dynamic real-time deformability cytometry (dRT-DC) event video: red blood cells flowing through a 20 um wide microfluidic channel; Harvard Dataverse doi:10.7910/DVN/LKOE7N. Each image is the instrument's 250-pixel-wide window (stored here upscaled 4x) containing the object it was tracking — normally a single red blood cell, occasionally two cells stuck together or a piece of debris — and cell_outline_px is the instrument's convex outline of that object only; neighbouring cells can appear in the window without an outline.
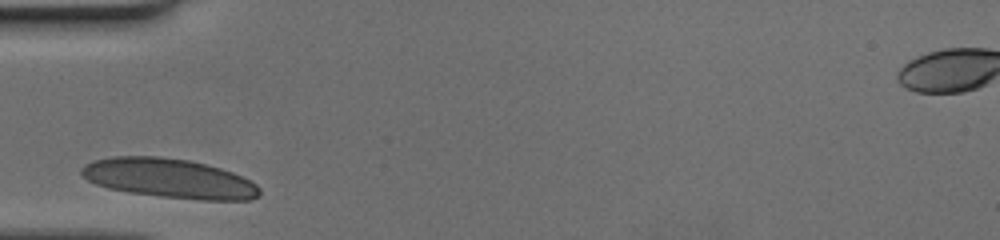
{"species": "human", "species_latin": "Homo sapiens", "temperature_condition": "cold", "stored_images_in_passage": 25, "camera_frame_rate_fps": 3000, "um_per_image_px": 0.085, "donor": {"sex": "female"}, "frame": {"image": 1, "passage_image": 1, "time_ms": 0.0, "image_size_px": [1000, 240], "cell_outline_px": [[260, 196], [252, 200], [200, 200], [160, 196], [132, 192], [108, 188], [96, 184], [80, 176], [80, 168], [84, 164], [92, 160], [112, 156], [160, 156], [188, 160], [220, 168], [232, 172], [256, 184], [260, 188]], "centroid_in_image_um": [14.35, 15.15], "position_along_channel_um": 70.6, "area_um2": 40.98}}
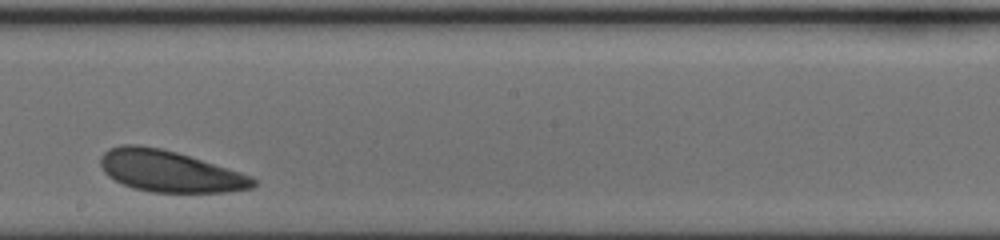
{"frame": {"image": 2, "passage_image": 14, "time_ms": 4.333, "image_size_px": [1000, 240], "cell_outline_px": [[256, 184], [252, 188], [224, 192], [152, 192], [132, 188], [108, 176], [104, 172], [100, 164], [100, 156], [108, 148], [124, 144], [136, 144], [160, 148], [176, 152], [240, 172], [252, 176], [256, 180]], "centroid_in_image_um": [14.39, 14.55], "position_along_channel_um": 233.8, "area_um2": 36.65}}
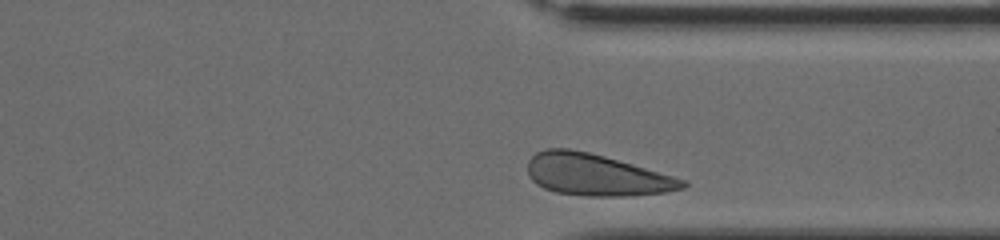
{"frame": {"image": 3, "passage_image": 24, "time_ms": 7.667, "image_size_px": [1000, 240], "cell_outline_px": [[688, 184], [684, 188], [664, 192], [628, 196], [584, 196], [556, 192], [544, 188], [536, 184], [528, 176], [528, 160], [536, 152], [544, 148], [568, 148], [588, 152], [604, 156], [688, 180]], "centroid_in_image_um": [50.66, 14.86], "position_along_channel_um": 360.7, "area_um2": 37.69}}